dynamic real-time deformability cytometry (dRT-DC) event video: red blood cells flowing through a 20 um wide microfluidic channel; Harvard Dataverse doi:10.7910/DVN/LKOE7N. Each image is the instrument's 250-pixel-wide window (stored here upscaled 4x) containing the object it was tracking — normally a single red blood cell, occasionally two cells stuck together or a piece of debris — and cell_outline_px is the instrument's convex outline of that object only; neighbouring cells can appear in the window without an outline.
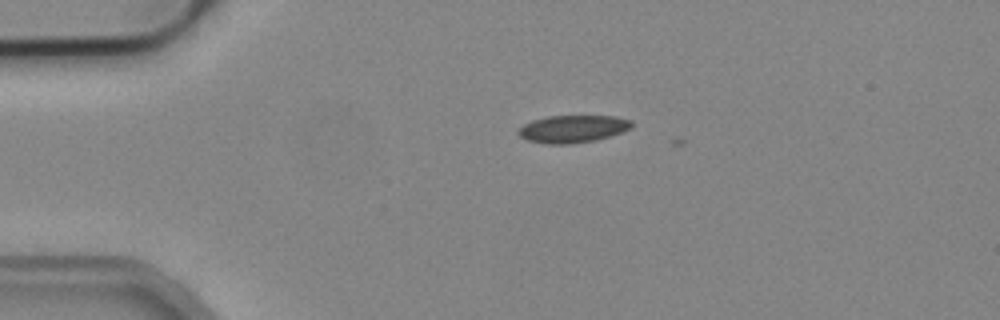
{"species": "common noctule bat (a hibernating species)", "species_latin": "Nyctalus noctula", "temperature_condition": "cold", "stored_images_in_passage": 3, "camera_frame_rate_fps": 3000, "um_per_image_px": 0.085, "animal": {"sex": "male", "body_mass_g": 19.2, "forearm_length_mm": 51.8}, "frame": {"image": 1, "passage_image": 1, "time_ms": 0.0, "image_size_px": [1000, 320], "cell_outline_px": [[632, 124], [628, 128], [620, 132], [596, 140], [572, 144], [544, 144], [528, 140], [520, 136], [516, 132], [524, 124], [532, 120], [548, 116], [616, 116], [632, 120]], "centroid_in_image_um": [48.64, 10.95], "position_along_channel_um": 36.4, "area_um2": 18.03}}